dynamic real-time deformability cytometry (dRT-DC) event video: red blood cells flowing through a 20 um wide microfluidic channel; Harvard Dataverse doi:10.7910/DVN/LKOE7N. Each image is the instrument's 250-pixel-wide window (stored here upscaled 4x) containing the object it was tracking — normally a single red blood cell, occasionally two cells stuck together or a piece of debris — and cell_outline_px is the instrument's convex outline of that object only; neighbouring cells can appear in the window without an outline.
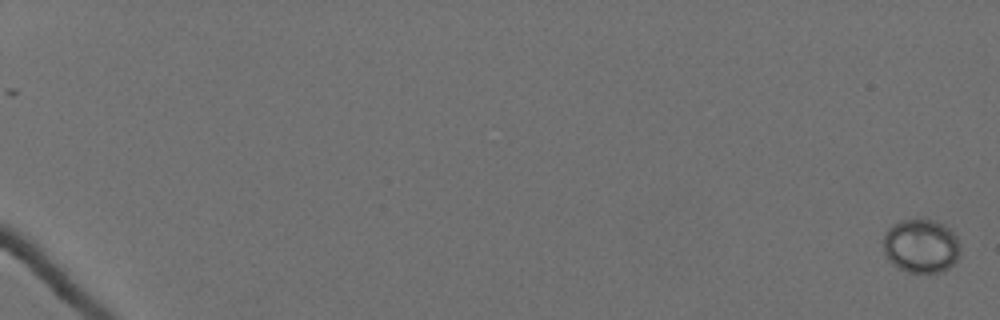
{"species": "Egyptian fruit bat (a non-hibernating species)", "species_latin": "Rousettus aegyptiacus", "temperature_condition": "cold", "stored_images_in_passage": 7, "camera_frame_rate_fps": 3000, "um_per_image_px": 0.085, "animal": {"sex": "female"}, "frame": {"image": 1, "passage_image": 1, "time_ms": 0.0, "image_size_px": [1000, 320], "cell_outline_px": [[960, 252], [956, 260], [948, 268], [940, 272], [908, 272], [892, 264], [888, 260], [884, 252], [884, 232], [892, 224], [900, 220], [924, 216], [944, 224], [956, 236], [960, 248]], "centroid_in_image_um": [78.27, 20.85], "position_along_channel_um": 6.7, "area_um2": 24.57}}